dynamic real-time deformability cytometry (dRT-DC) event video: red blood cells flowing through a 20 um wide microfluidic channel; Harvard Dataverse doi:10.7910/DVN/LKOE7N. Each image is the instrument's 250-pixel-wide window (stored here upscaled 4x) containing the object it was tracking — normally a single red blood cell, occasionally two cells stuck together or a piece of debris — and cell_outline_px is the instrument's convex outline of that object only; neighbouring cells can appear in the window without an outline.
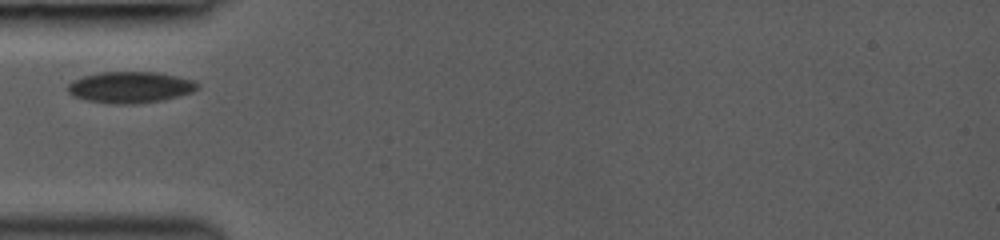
{"species": "common noctule bat (a hibernating species)", "species_latin": "Nyctalus noctula", "temperature_condition": "room temperature", "stored_images_in_passage": 11, "camera_frame_rate_fps": 3000, "um_per_image_px": 0.085, "animal": {"sex": "female", "body_mass_g": 19.0, "forearm_length_mm": 53.3}, "frame": {"image": 1, "passage_image": 1, "time_ms": 0.0, "image_size_px": [1000, 240], "cell_outline_px": [[200, 88], [192, 92], [164, 100], [136, 104], [112, 104], [88, 100], [72, 96], [68, 92], [68, 84], [72, 80], [84, 76], [100, 72], [156, 72], [176, 76], [192, 80], [200, 84]], "centroid_in_image_um": [11.08, 7.42], "position_along_channel_um": 73.9, "area_um2": 23.76}}
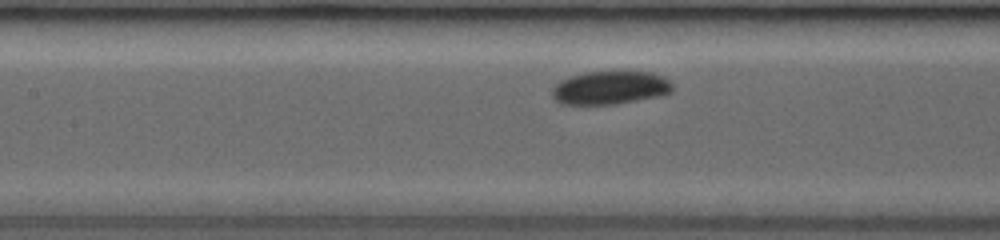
{"frame": {"image": 2, "passage_image": 8, "time_ms": 2.0, "image_size_px": [1000, 240], "cell_outline_px": [[672, 92], [660, 96], [616, 104], [560, 104], [552, 96], [552, 88], [560, 80], [584, 72], [652, 72], [664, 76], [672, 84]], "centroid_in_image_um": [51.87, 7.46], "position_along_channel_um": 155.5, "area_um2": 23.35}}
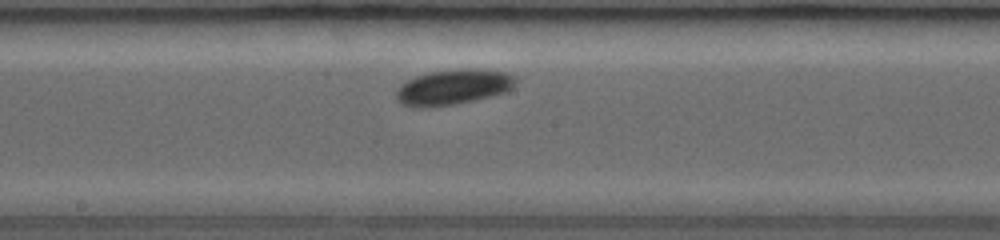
{"frame": {"image": 3, "passage_image": 11, "time_ms": 3.333, "image_size_px": [1000, 240], "cell_outline_px": [[516, 84], [508, 92], [456, 104], [424, 108], [412, 108], [400, 104], [396, 100], [396, 88], [400, 84], [416, 76], [428, 72], [460, 68], [476, 68], [504, 72], [516, 76]], "centroid_in_image_um": [38.5, 7.41], "position_along_channel_um": 209.7, "area_um2": 25.14}}